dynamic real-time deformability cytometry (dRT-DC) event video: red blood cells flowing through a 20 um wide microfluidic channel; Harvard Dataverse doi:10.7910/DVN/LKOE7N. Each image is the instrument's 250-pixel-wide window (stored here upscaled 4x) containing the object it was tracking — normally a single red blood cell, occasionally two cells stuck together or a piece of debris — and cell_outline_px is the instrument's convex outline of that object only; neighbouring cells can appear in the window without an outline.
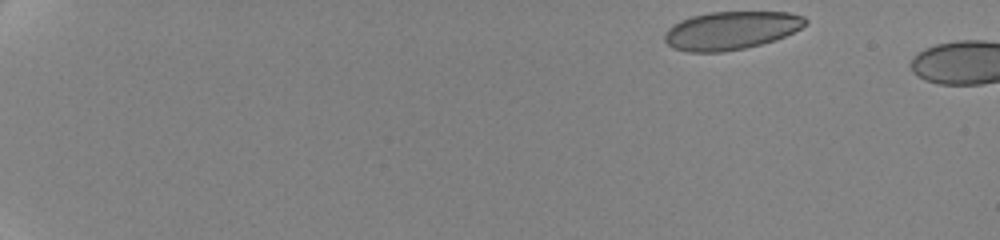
{"species": "human", "species_latin": "Homo sapiens", "temperature_condition": "cold", "stored_images_in_passage": 7, "camera_frame_rate_fps": 3000, "um_per_image_px": 0.085, "donor": {"sex": "female"}, "frame": {"image": 1, "passage_image": 1, "time_ms": 0.0, "image_size_px": [1000, 240], "cell_outline_px": [[808, 24], [776, 40], [744, 48], [720, 52], [688, 52], [672, 48], [664, 40], [664, 32], [672, 24], [680, 20], [692, 16], [708, 12], [788, 12], [804, 16], [808, 20]], "centroid_in_image_um": [62.11, 2.58], "position_along_channel_um": 22.9, "area_um2": 31.44}}